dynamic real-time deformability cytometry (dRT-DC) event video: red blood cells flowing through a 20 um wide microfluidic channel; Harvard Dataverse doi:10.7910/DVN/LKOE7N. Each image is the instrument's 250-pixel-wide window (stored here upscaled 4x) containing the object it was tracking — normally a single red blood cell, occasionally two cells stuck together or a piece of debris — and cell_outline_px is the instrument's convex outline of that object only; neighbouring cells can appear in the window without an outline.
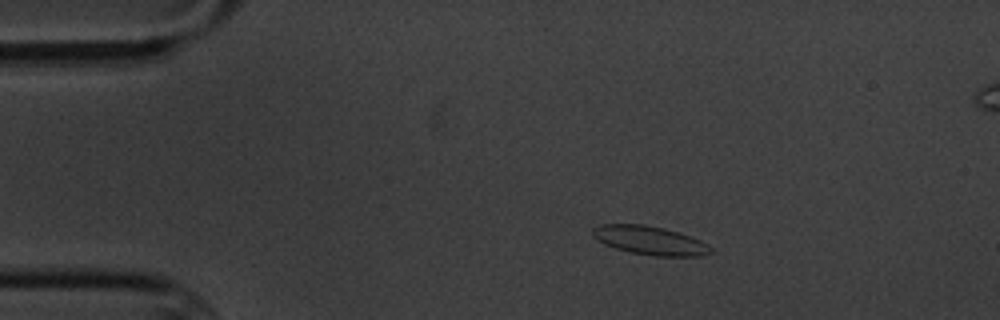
{"species": "common noctule bat (a hibernating species)", "species_latin": "Nyctalus noctula", "temperature_condition": "cold", "stored_images_in_passage": 4, "camera_frame_rate_fps": 3000, "um_per_image_px": 0.085, "animal": {"sex": "male", "body_mass_g": 20.1, "forearm_length_mm": 53.5}, "frame": {"image": 1, "passage_image": 2, "time_ms": 1.0, "image_size_px": [1000, 320], "cell_outline_px": [[716, 252], [704, 256], [652, 256], [632, 252], [616, 248], [604, 244], [592, 236], [592, 228], [600, 224], [644, 224], [664, 228], [700, 240], [708, 244]], "centroid_in_image_um": [55.26, 20.44], "position_along_channel_um": 29.7, "area_um2": 19.83}}